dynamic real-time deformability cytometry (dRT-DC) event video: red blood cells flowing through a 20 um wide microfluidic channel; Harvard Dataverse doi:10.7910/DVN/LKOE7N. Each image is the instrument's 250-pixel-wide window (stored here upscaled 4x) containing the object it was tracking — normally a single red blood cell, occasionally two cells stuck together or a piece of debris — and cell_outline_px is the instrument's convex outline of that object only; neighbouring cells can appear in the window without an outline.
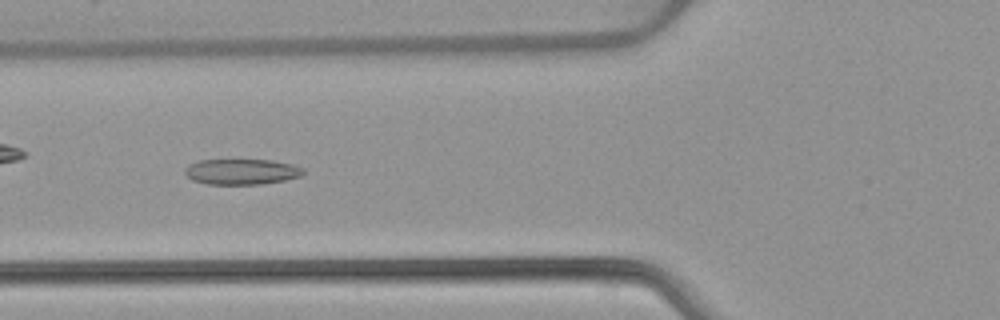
{"species": "common noctule bat (a hibernating species)", "species_latin": "Nyctalus noctula", "temperature_condition": "warm", "stored_images_in_passage": 51, "camera_frame_rate_fps": 3000, "um_per_image_px": 0.085, "animal": {"sex": "female", "body_mass_g": 22.7, "forearm_length_mm": 54.2}, "frame": {"image": 1, "passage_image": 19, "time_ms": 6.0, "image_size_px": [1000, 320], "cell_outline_px": [[304, 172], [300, 176], [284, 180], [264, 184], [208, 184], [192, 180], [184, 172], [184, 168], [188, 164], [196, 160], [272, 160], [292, 164], [304, 168]], "centroid_in_image_um": [20.51, 14.59], "position_along_channel_um": 105.3, "area_um2": 17.74}}
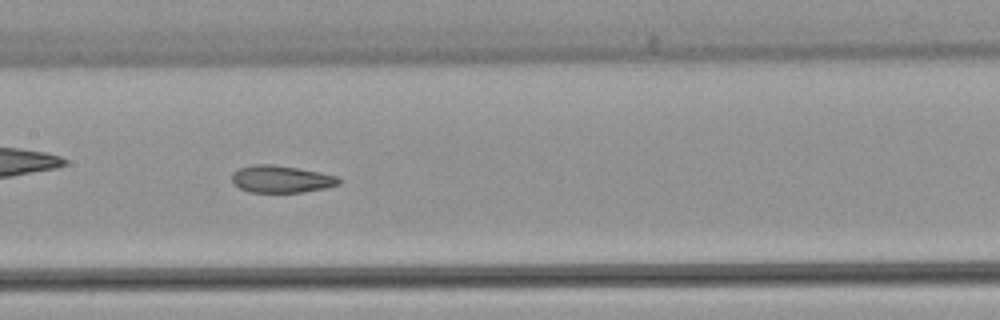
{"frame": {"image": 2, "passage_image": 25, "time_ms": 8.0, "image_size_px": [1000, 320], "cell_outline_px": [[340, 184], [324, 188], [300, 192], [248, 192], [232, 184], [232, 172], [240, 168], [252, 164], [272, 164], [320, 172], [340, 176]], "centroid_in_image_um": [23.88, 15.22], "position_along_channel_um": 183.5, "area_um2": 16.99}}
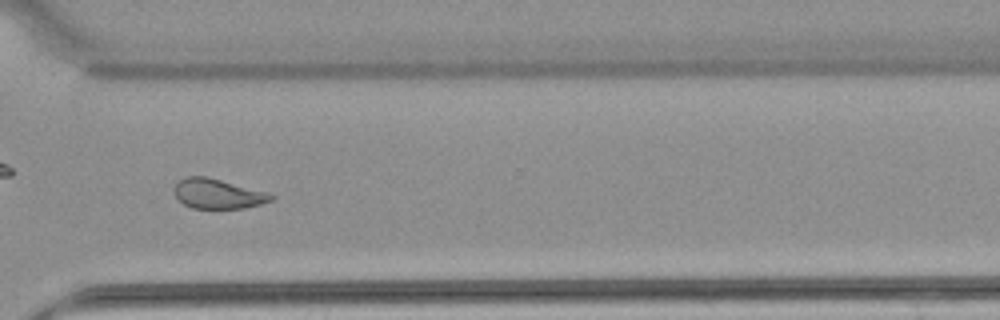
{"frame": {"image": 3, "passage_image": 38, "time_ms": 12.333, "image_size_px": [1000, 320], "cell_outline_px": [[276, 196], [272, 200], [260, 204], [244, 208], [192, 208], [184, 204], [176, 196], [172, 188], [184, 176], [208, 176], [268, 192]], "centroid_in_image_um": [18.52, 16.45], "position_along_channel_um": 352.1, "area_um2": 16.94}, "authors_computed_cell_mechanics": {"area_um2": 18.496, "velocity_mm_per_s": 3.897, "shape_relaxation_time_tau1_ms": null, "shape_relaxation_time_tau2_ms": 1.5511, "deformation_change_tau1": null, "deformation_change_tau2": 0.0876}}